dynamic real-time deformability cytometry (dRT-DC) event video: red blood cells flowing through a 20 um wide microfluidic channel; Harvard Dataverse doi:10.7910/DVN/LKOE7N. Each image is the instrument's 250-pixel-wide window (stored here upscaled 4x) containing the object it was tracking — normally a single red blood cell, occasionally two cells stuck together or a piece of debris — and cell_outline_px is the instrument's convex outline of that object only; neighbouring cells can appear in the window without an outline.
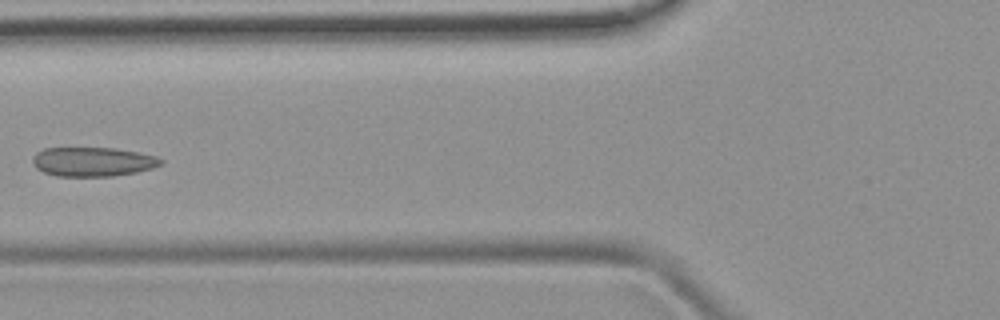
{"species": "common noctule bat (a hibernating species)", "species_latin": "Nyctalus noctula", "temperature_condition": "room temperature", "stored_images_in_passage": 6, "camera_frame_rate_fps": 3000, "um_per_image_px": 0.085, "animal": {"sex": "female", "body_mass_g": 19.9}, "frame": {"image": 1, "passage_image": 5, "time_ms": 4.667, "image_size_px": [1000, 320], "cell_outline_px": [[164, 164], [152, 168], [136, 172], [112, 176], [56, 176], [44, 172], [36, 168], [32, 164], [32, 156], [36, 152], [44, 148], [116, 148], [156, 156], [164, 160]], "centroid_in_image_um": [7.88, 13.74], "position_along_channel_um": 117.9, "area_um2": 21.96}}
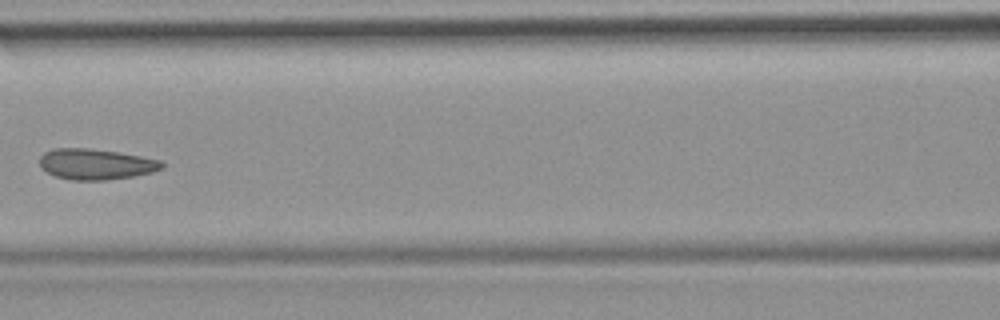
{"frame": {"image": 2, "passage_image": 6, "time_ms": 5.667, "image_size_px": [1000, 320], "cell_outline_px": [[164, 168], [152, 172], [132, 176], [108, 180], [72, 180], [56, 176], [48, 172], [40, 164], [40, 156], [44, 152], [52, 148], [88, 148], [116, 152], [140, 156], [160, 160], [164, 164]], "centroid_in_image_um": [8.15, 13.95], "position_along_channel_um": 158.4, "area_um2": 21.73}}